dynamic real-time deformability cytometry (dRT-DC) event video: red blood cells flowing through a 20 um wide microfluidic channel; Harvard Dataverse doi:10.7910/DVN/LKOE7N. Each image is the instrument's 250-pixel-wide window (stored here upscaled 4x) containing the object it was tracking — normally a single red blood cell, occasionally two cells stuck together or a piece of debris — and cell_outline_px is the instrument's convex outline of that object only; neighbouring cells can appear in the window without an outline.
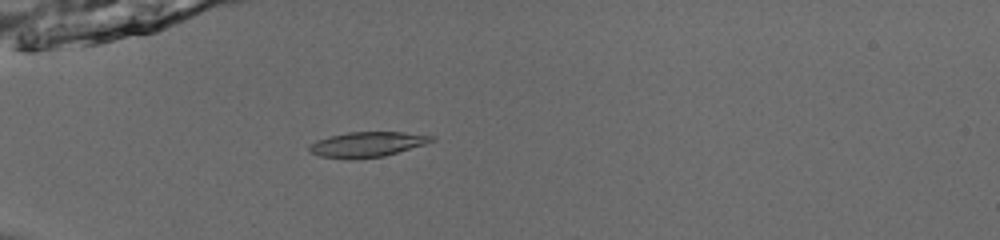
{"species": "common noctule bat (a hibernating species)", "species_latin": "Nyctalus noctula", "temperature_condition": "room temperature", "stored_images_in_passage": 37, "camera_frame_rate_fps": 3000, "um_per_image_px": 0.085, "animal": {"sex": "male", "body_mass_g": 13.0, "forearm_length_mm": 53.1}, "frame": {"image": 1, "passage_image": 2, "time_ms": 0.333, "image_size_px": [1000, 240], "cell_outline_px": [[436, 140], [424, 144], [384, 156], [352, 160], [348, 160], [320, 156], [308, 152], [308, 144], [316, 140], [328, 136], [348, 132], [404, 132], [436, 136]], "centroid_in_image_um": [31.15, 12.28], "position_along_channel_um": 53.8, "area_um2": 18.21}}
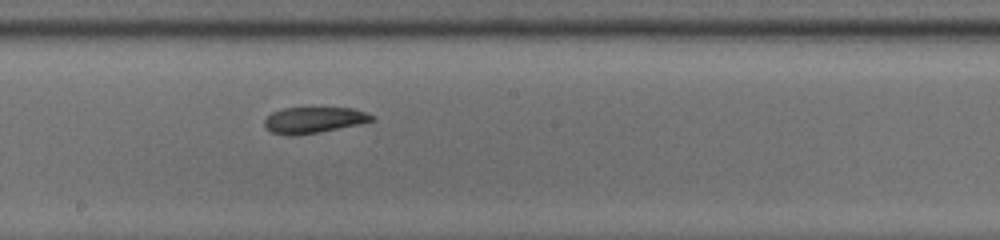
{"frame": {"image": 2, "passage_image": 16, "time_ms": 5.0, "image_size_px": [1000, 240], "cell_outline_px": [[376, 120], [360, 124], [320, 132], [292, 136], [272, 132], [264, 128], [264, 120], [272, 112], [284, 108], [352, 108], [376, 116]], "centroid_in_image_um": [26.68, 10.21], "position_along_channel_um": 221.5, "area_um2": 16.36}}
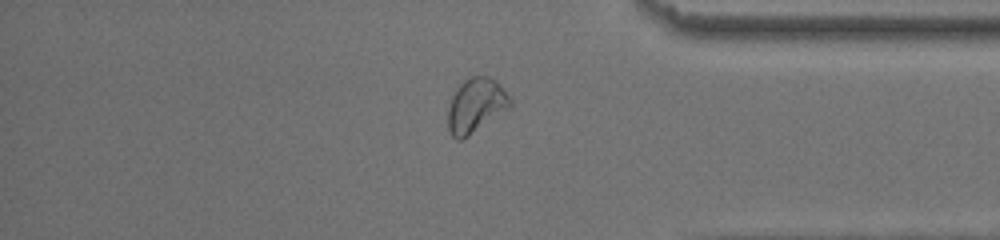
{"frame": {"image": 3, "passage_image": 30, "time_ms": 9.667, "image_size_px": [1000, 240], "cell_outline_px": [[512, 104], [508, 108], [468, 136], [460, 140], [456, 140], [452, 136], [448, 128], [448, 108], [452, 96], [456, 88], [464, 80], [472, 76], [488, 76], [496, 80], [512, 100]], "centroid_in_image_um": [40.43, 8.95], "position_along_channel_um": 394.8, "area_um2": 19.48}, "authors_computed_cell_mechanics": {"area_um2": 17.4556, "velocity_mm_per_s": 3.9272, "shape_relaxation_time_tau1_ms": null, "shape_relaxation_time_tau2_ms": 4.1822, "deformation_change_tau1": null, "deformation_change_tau2": 0.0663}}